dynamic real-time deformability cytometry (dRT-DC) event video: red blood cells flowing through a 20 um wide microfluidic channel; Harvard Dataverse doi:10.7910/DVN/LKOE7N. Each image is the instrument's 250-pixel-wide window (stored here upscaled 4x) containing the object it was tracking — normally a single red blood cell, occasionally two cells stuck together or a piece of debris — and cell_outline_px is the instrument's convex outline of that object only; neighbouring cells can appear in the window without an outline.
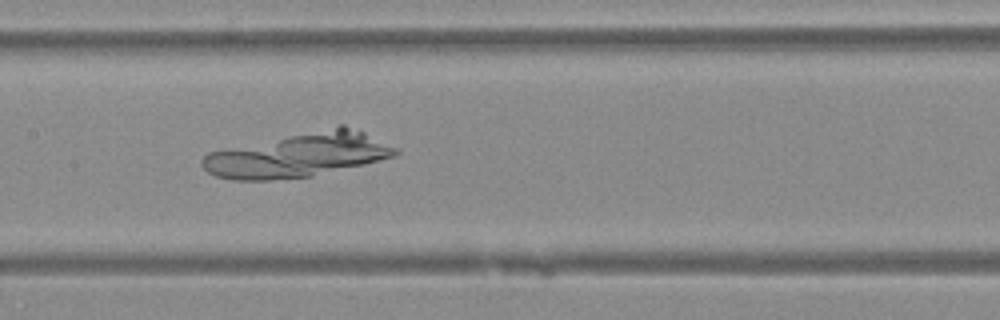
{"species": "Egyptian fruit bat (a non-hibernating species)", "species_latin": "Rousettus aegyptiacus", "temperature_condition": "warm", "stored_images_in_passage": 48, "camera_frame_rate_fps": 3000, "um_per_image_px": 0.085, "animal": {"sex": "female"}, "frame": {"image": 1, "passage_image": 24, "time_ms": 7.667, "image_size_px": [1000, 320], "cell_outline_px": [[400, 152], [396, 156], [364, 164], [312, 176], [272, 180], [232, 180], [216, 176], [208, 172], [200, 164], [200, 160], [208, 152], [340, 124], [344, 124], [364, 132], [396, 148]], "centroid_in_image_um": [25.35, 13.17], "position_along_channel_um": 182.1, "area_um2": 49.71}}
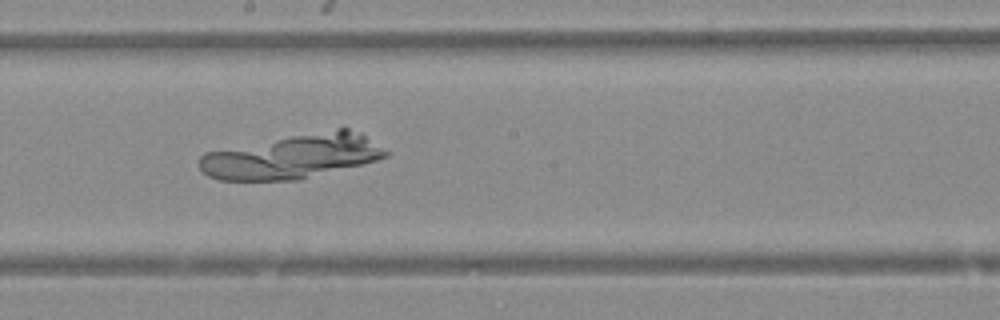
{"frame": {"image": 2, "passage_image": 27, "time_ms": 8.667, "image_size_px": [1000, 320], "cell_outline_px": [[388, 156], [364, 164], [300, 180], [220, 180], [208, 176], [200, 168], [200, 156], [204, 152], [336, 128], [348, 128], [360, 132], [388, 152]], "centroid_in_image_um": [24.88, 13.31], "position_along_channel_um": 223.3, "area_um2": 47.63}}
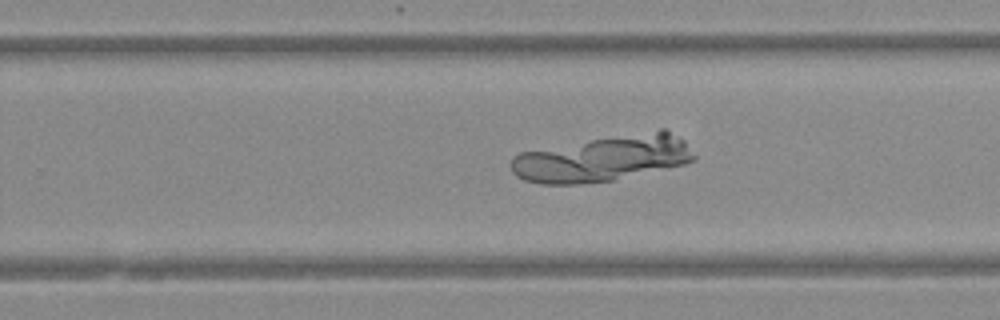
{"frame": {"image": 3, "passage_image": 31, "time_ms": 10.0, "image_size_px": [1000, 320], "cell_outline_px": [[696, 160], [684, 164], [612, 180], [580, 184], [540, 184], [524, 180], [516, 176], [512, 172], [512, 156], [520, 152], [660, 128], [664, 128], [684, 140], [696, 156]], "centroid_in_image_um": [51.26, 13.47], "position_along_channel_um": 278.5, "area_um2": 48.73}}